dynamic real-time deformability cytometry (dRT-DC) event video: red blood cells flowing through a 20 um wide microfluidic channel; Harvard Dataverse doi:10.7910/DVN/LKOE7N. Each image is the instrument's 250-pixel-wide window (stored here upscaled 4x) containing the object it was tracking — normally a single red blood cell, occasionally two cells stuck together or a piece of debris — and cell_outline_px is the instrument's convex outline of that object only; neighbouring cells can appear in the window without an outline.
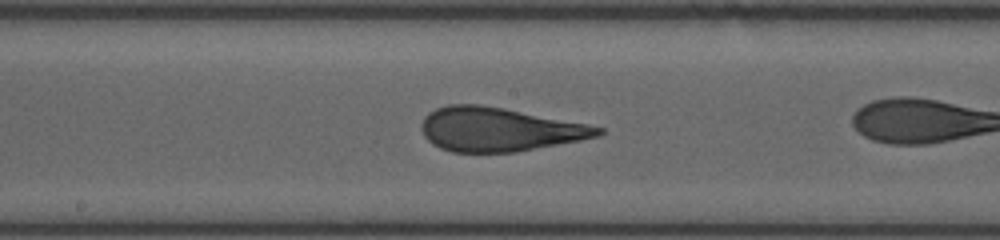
{"species": "human", "species_latin": "Homo sapiens", "temperature_condition": "room temperature", "stored_images_in_passage": 59, "camera_frame_rate_fps": 3000, "um_per_image_px": 0.085, "donor": {"sex": "female"}, "frame": {"image": 1, "passage_image": 38, "time_ms": 8.667, "image_size_px": [1000, 240], "cell_outline_px": [[604, 132], [596, 136], [580, 140], [516, 152], [452, 152], [440, 148], [432, 144], [424, 136], [420, 128], [420, 124], [424, 116], [428, 112], [436, 108], [448, 104], [480, 104], [504, 108], [604, 128]], "centroid_in_image_um": [42.33, 11.0], "position_along_channel_um": 205.9, "area_um2": 44.85}}